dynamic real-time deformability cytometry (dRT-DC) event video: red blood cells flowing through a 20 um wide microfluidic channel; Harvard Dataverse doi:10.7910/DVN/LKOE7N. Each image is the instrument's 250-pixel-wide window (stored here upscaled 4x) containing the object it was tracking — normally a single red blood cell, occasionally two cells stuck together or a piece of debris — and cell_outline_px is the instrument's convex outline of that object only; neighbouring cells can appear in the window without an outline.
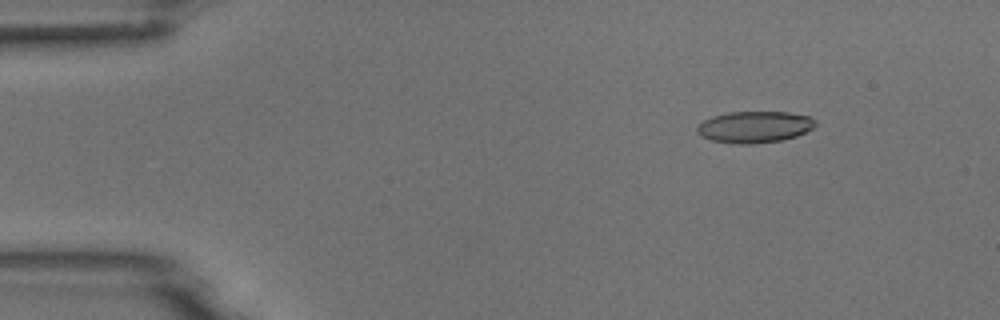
{"species": "common noctule bat (a hibernating species)", "species_latin": "Nyctalus noctula", "temperature_condition": "room temperature", "stored_images_in_passage": 4, "camera_frame_rate_fps": 3000, "um_per_image_px": 0.085, "animal": {"sex": "male", "body_mass_g": 18.8}, "frame": {"image": 1, "passage_image": 2, "time_ms": 0.333, "image_size_px": [1000, 320], "cell_outline_px": [[816, 124], [812, 128], [796, 136], [780, 140], [752, 144], [736, 144], [712, 140], [700, 136], [696, 132], [696, 128], [704, 120], [712, 116], [728, 112], [788, 112], [808, 116], [816, 120]], "centroid_in_image_um": [64.11, 10.79], "position_along_channel_um": 20.9, "area_um2": 21.68}}
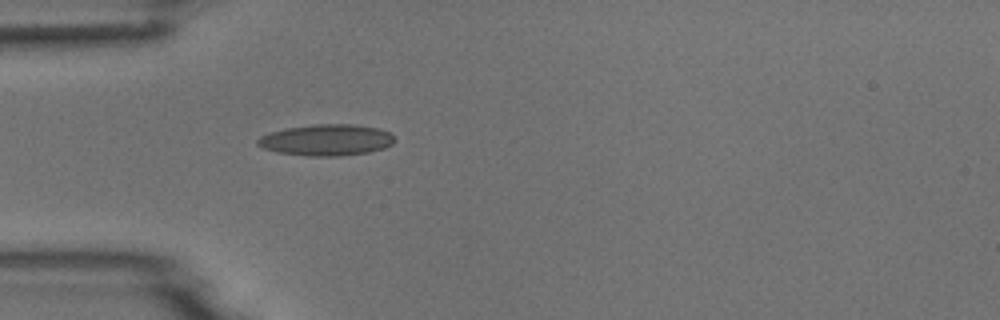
{"frame": {"image": 2, "passage_image": 4, "time_ms": 1.0, "image_size_px": [1000, 320], "cell_outline_px": [[396, 140], [392, 144], [384, 148], [368, 152], [340, 156], [308, 156], [276, 152], [264, 148], [256, 144], [256, 140], [260, 136], [284, 128], [312, 124], [352, 124], [380, 128], [392, 132]], "centroid_in_image_um": [27.77, 11.89], "position_along_channel_um": 57.2, "area_um2": 25.26}}